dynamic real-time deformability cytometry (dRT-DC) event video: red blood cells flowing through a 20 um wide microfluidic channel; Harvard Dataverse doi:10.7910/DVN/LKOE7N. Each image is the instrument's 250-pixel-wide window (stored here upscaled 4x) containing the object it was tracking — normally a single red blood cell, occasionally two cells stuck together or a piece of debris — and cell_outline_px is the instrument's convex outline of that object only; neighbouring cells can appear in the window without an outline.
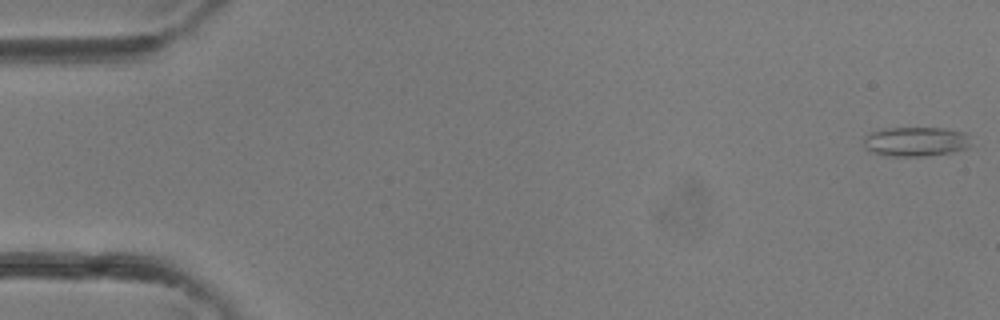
{"species": "common noctule bat (a hibernating species)", "species_latin": "Nyctalus noctula", "temperature_condition": "room temperature", "stored_images_in_passage": 37, "camera_frame_rate_fps": 3000, "um_per_image_px": 0.085, "animal": {"sex": "female"}, "frame": {"image": 1, "passage_image": 1, "time_ms": 0.0, "image_size_px": [1000, 320], "cell_outline_px": [[968, 148], [928, 156], [884, 156], [872, 152], [864, 144], [864, 136], [872, 132], [884, 128], [944, 128], [964, 132], [968, 136]], "centroid_in_image_um": [77.8, 12.03], "position_along_channel_um": 7.2, "area_um2": 18.26}}
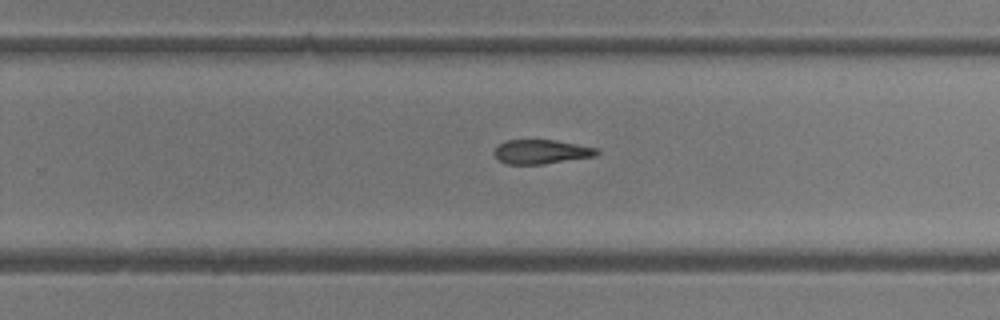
{"frame": {"image": 2, "passage_image": 24, "time_ms": 7.667, "image_size_px": [1000, 320], "cell_outline_px": [[600, 152], [596, 156], [544, 164], [508, 164], [496, 160], [492, 152], [500, 144], [508, 140], [556, 140], [596, 148]], "centroid_in_image_um": [45.98, 12.91], "position_along_channel_um": 283.8, "area_um2": 14.51}}
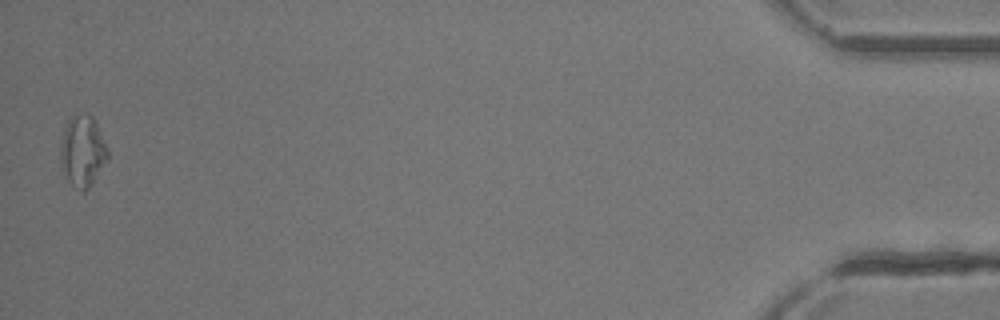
{"frame": {"image": 3, "passage_image": 37, "time_ms": 12.0, "image_size_px": [1000, 320], "cell_outline_px": [[108, 160], [88, 188], [84, 192], [80, 192], [68, 180], [60, 168], [60, 140], [64, 128], [68, 120], [72, 116], [84, 112], [88, 112], [92, 116], [108, 148]], "centroid_in_image_um": [6.99, 12.84], "position_along_channel_um": 428.2, "area_um2": 19.83}}